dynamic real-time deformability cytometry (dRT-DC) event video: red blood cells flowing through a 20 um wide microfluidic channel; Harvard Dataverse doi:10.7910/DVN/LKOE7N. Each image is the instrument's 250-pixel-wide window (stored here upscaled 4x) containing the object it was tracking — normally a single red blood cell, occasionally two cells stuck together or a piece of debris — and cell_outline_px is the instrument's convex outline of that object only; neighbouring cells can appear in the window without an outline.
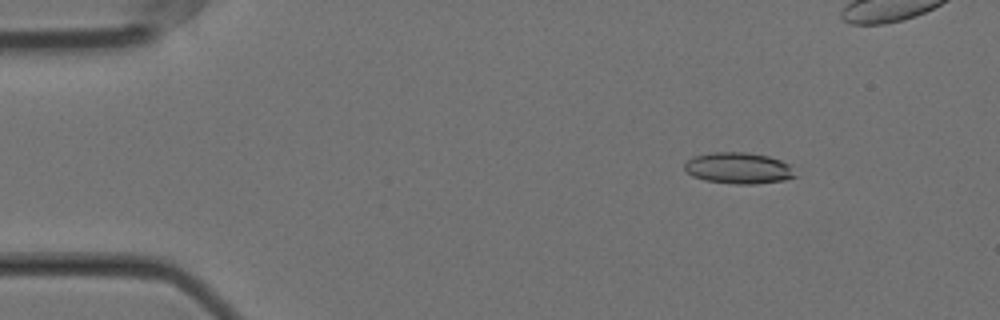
{"species": "Egyptian fruit bat (a non-hibernating species)", "species_latin": "Rousettus aegyptiacus", "temperature_condition": "cold", "stored_images_in_passage": 31, "camera_frame_rate_fps": 3000, "um_per_image_px": 0.085, "animal": {"sex": "female"}, "frame": {"image": 1, "passage_image": 8, "time_ms": 2.333, "image_size_px": [1000, 320], "cell_outline_px": [[796, 176], [784, 180], [756, 184], [736, 184], [704, 180], [692, 176], [684, 168], [684, 164], [692, 156], [712, 152], [748, 152], [768, 156], [780, 160], [788, 164]], "centroid_in_image_um": [62.74, 14.28], "position_along_channel_um": 22.3, "area_um2": 20.11}}
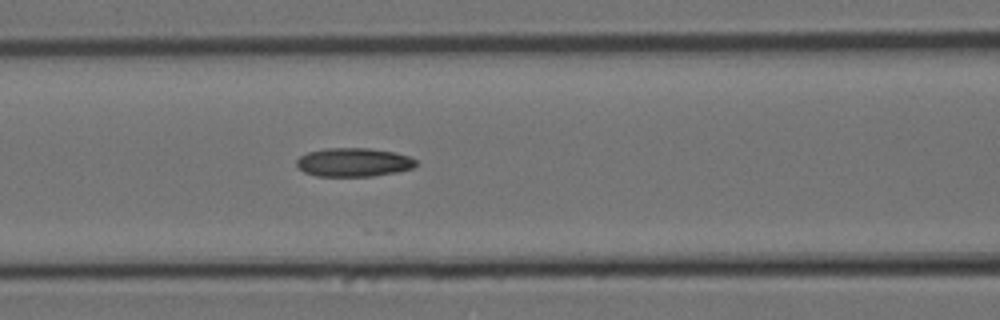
{"frame": {"image": 2, "passage_image": 24, "time_ms": 7.667, "image_size_px": [1000, 320], "cell_outline_px": [[416, 164], [412, 168], [396, 172], [372, 176], [316, 176], [304, 172], [296, 164], [296, 160], [300, 156], [308, 152], [324, 148], [368, 148], [396, 152], [408, 156], [416, 160]], "centroid_in_image_um": [30.04, 13.79], "position_along_channel_um": 136.6, "area_um2": 19.94}}
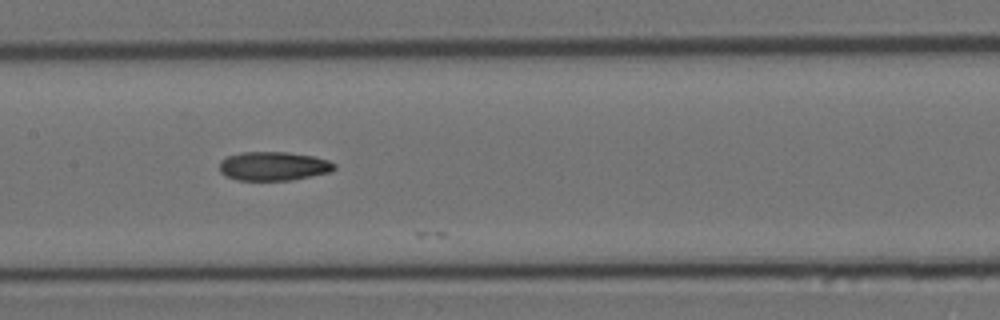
{"frame": {"image": 3, "passage_image": 28, "time_ms": 9.0, "image_size_px": [1000, 320], "cell_outline_px": [[336, 168], [332, 172], [292, 180], [236, 180], [224, 176], [220, 172], [220, 160], [228, 156], [240, 152], [288, 152], [312, 156], [328, 160], [336, 164]], "centroid_in_image_um": [23.25, 14.12], "position_along_channel_um": 184.2, "area_um2": 19.54}}